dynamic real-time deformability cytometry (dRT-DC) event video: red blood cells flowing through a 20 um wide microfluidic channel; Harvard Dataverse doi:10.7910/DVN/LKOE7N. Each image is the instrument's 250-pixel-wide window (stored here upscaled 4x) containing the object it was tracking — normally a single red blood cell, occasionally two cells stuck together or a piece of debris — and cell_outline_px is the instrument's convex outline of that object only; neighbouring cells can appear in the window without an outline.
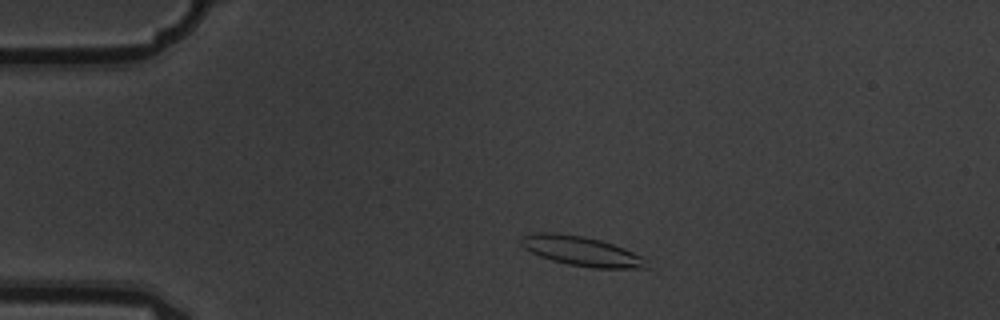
{"species": "common noctule bat (a hibernating species)", "species_latin": "Nyctalus noctula", "temperature_condition": "warm", "stored_images_in_passage": 4, "camera_frame_rate_fps": 3000, "um_per_image_px": 0.085, "animal": {"sex": "male", "body_mass_g": 19.5, "forearm_length_mm": 54.6}, "frame": {"image": 1, "passage_image": 1, "time_ms": 0.0, "image_size_px": [1000, 320], "cell_outline_px": [[652, 268], [592, 268], [568, 264], [552, 260], [540, 256], [524, 248], [520, 244], [520, 240], [524, 236], [532, 232], [552, 232], [584, 236], [600, 240], [624, 248], [644, 256], [648, 260]], "centroid_in_image_um": [49.48, 21.35], "position_along_channel_um": 35.5, "area_um2": 21.85}}
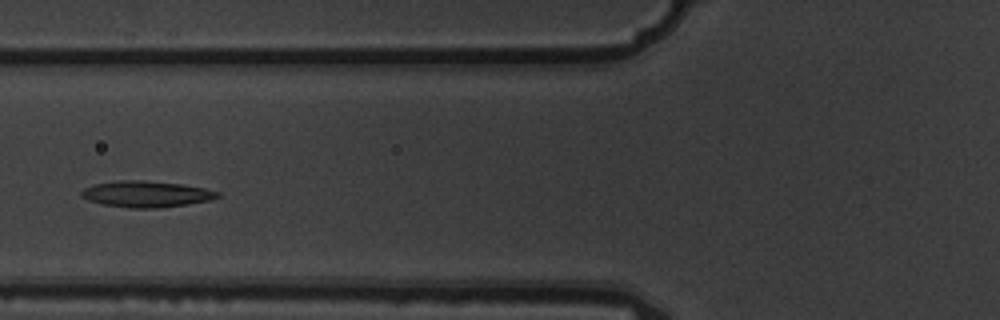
{"frame": {"image": 2, "passage_image": 4, "time_ms": 1.0, "image_size_px": [1000, 320], "cell_outline_px": [[220, 196], [212, 200], [188, 204], [156, 208], [128, 208], [104, 204], [88, 200], [80, 196], [80, 192], [84, 188], [96, 184], [116, 180], [140, 180], [180, 184], [204, 188], [220, 192]], "centroid_in_image_um": [12.44, 16.5], "position_along_channel_um": 113.4, "area_um2": 20.75}}